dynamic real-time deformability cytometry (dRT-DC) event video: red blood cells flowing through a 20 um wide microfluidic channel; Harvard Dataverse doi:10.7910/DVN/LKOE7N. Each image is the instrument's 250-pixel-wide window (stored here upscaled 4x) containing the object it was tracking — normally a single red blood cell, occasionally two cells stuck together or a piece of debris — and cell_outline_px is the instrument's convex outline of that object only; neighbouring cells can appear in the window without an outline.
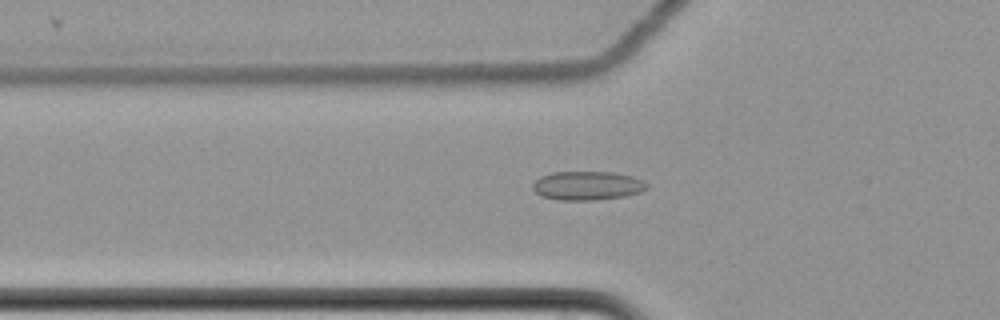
{"species": "common noctule bat (a hibernating species)", "species_latin": "Nyctalus noctula", "temperature_condition": "cold", "stored_images_in_passage": 61, "camera_frame_rate_fps": 3000, "um_per_image_px": 0.085, "animal": {"sex": "female", "body_mass_g": 22.7, "forearm_length_mm": 54.2}, "frame": {"image": 1, "passage_image": 23, "time_ms": 7.333, "image_size_px": [1000, 320], "cell_outline_px": [[648, 188], [640, 192], [624, 196], [592, 200], [560, 200], [540, 196], [532, 188], [532, 184], [540, 176], [552, 172], [612, 172], [632, 176], [644, 180], [648, 184]], "centroid_in_image_um": [49.92, 15.77], "position_along_channel_um": 75.9, "area_um2": 19.25}}
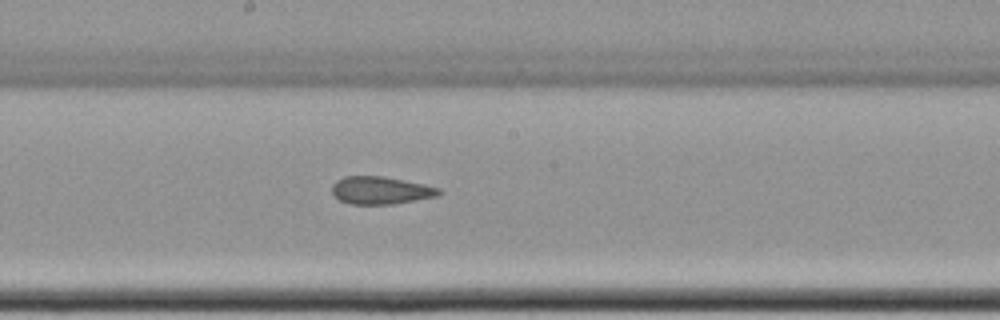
{"frame": {"image": 2, "passage_image": 35, "time_ms": 11.333, "image_size_px": [1000, 320], "cell_outline_px": [[440, 192], [436, 196], [392, 204], [348, 204], [340, 200], [332, 192], [332, 184], [336, 180], [344, 176], [384, 176], [424, 184], [440, 188]], "centroid_in_image_um": [32.32, 16.17], "position_along_channel_um": 215.9, "area_um2": 17.11}}
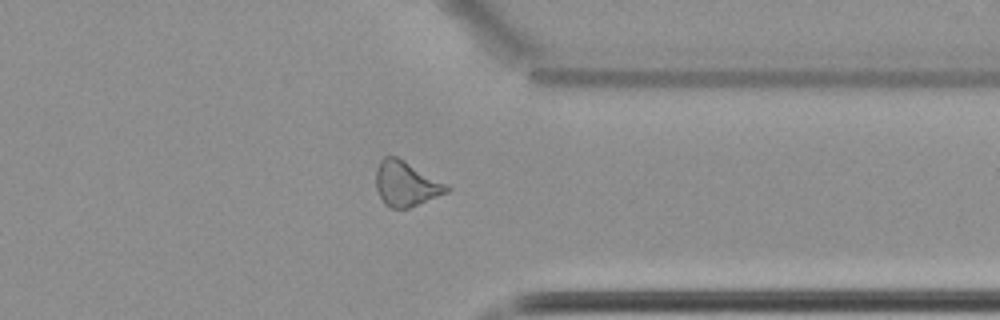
{"frame": {"image": 3, "passage_image": 49, "time_ms": 16.0, "image_size_px": [1000, 320], "cell_outline_px": [[452, 188], [448, 192], [408, 208], [388, 208], [384, 204], [376, 188], [376, 168], [380, 160], [384, 156], [396, 156], [404, 160], [448, 184]], "centroid_in_image_um": [34.51, 15.61], "position_along_channel_um": 376.9, "area_um2": 18.61}, "authors_computed_cell_mechanics": {"area_um2": 19.1896, "velocity_mm_per_s": 3.511, "shape_relaxation_time_tau1_ms": null, "shape_relaxation_time_tau2_ms": 3.4479, "deformation_change_tau1": null, "deformation_change_tau2": 0.1008}}